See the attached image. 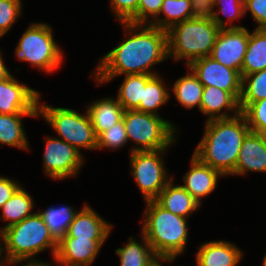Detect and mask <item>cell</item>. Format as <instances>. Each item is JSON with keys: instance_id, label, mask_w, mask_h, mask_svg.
Listing matches in <instances>:
<instances>
[{"instance_id": "6da1fadb", "label": "cell", "mask_w": 266, "mask_h": 266, "mask_svg": "<svg viewBox=\"0 0 266 266\" xmlns=\"http://www.w3.org/2000/svg\"><path fill=\"white\" fill-rule=\"evenodd\" d=\"M120 24L124 26L128 37L99 60L94 72V81L98 85L109 83L122 74L156 75L157 72L150 68L168 58L166 30L150 24Z\"/></svg>"}, {"instance_id": "7a4b0ae2", "label": "cell", "mask_w": 266, "mask_h": 266, "mask_svg": "<svg viewBox=\"0 0 266 266\" xmlns=\"http://www.w3.org/2000/svg\"><path fill=\"white\" fill-rule=\"evenodd\" d=\"M205 132L193 154L203 163L230 175L236 167L240 148L250 132L242 112L230 118L205 121Z\"/></svg>"}, {"instance_id": "3957f363", "label": "cell", "mask_w": 266, "mask_h": 266, "mask_svg": "<svg viewBox=\"0 0 266 266\" xmlns=\"http://www.w3.org/2000/svg\"><path fill=\"white\" fill-rule=\"evenodd\" d=\"M141 233L163 260L172 262L185 250L188 239L187 218L164 209L155 200L146 201Z\"/></svg>"}, {"instance_id": "277c9868", "label": "cell", "mask_w": 266, "mask_h": 266, "mask_svg": "<svg viewBox=\"0 0 266 266\" xmlns=\"http://www.w3.org/2000/svg\"><path fill=\"white\" fill-rule=\"evenodd\" d=\"M0 237L1 242H4L1 245L2 257L7 266L27 260L39 261L33 258L47 249L52 250L54 259L57 251L58 241L52 236L38 212L4 229Z\"/></svg>"}, {"instance_id": "5b68a950", "label": "cell", "mask_w": 266, "mask_h": 266, "mask_svg": "<svg viewBox=\"0 0 266 266\" xmlns=\"http://www.w3.org/2000/svg\"><path fill=\"white\" fill-rule=\"evenodd\" d=\"M220 28L208 13L176 23L168 34V57L176 61L185 59L186 66L192 61L210 56Z\"/></svg>"}, {"instance_id": "8992f818", "label": "cell", "mask_w": 266, "mask_h": 266, "mask_svg": "<svg viewBox=\"0 0 266 266\" xmlns=\"http://www.w3.org/2000/svg\"><path fill=\"white\" fill-rule=\"evenodd\" d=\"M123 122L128 141L133 140L134 151H154L168 149L174 144L177 133L172 122L165 120L160 115L145 113L138 110H126L123 114Z\"/></svg>"}, {"instance_id": "52a82bcc", "label": "cell", "mask_w": 266, "mask_h": 266, "mask_svg": "<svg viewBox=\"0 0 266 266\" xmlns=\"http://www.w3.org/2000/svg\"><path fill=\"white\" fill-rule=\"evenodd\" d=\"M62 53L53 38L52 27L47 23H31L15 48V55L20 61L47 73L61 66Z\"/></svg>"}, {"instance_id": "ba28073f", "label": "cell", "mask_w": 266, "mask_h": 266, "mask_svg": "<svg viewBox=\"0 0 266 266\" xmlns=\"http://www.w3.org/2000/svg\"><path fill=\"white\" fill-rule=\"evenodd\" d=\"M40 115L60 139L74 146L79 152L81 148L97 150V136L87 110L85 114H81L70 108L38 103V116Z\"/></svg>"}, {"instance_id": "9c48e42d", "label": "cell", "mask_w": 266, "mask_h": 266, "mask_svg": "<svg viewBox=\"0 0 266 266\" xmlns=\"http://www.w3.org/2000/svg\"><path fill=\"white\" fill-rule=\"evenodd\" d=\"M166 149L130 153L131 174L145 202L155 200L174 178L168 176L162 156Z\"/></svg>"}, {"instance_id": "30bf717a", "label": "cell", "mask_w": 266, "mask_h": 266, "mask_svg": "<svg viewBox=\"0 0 266 266\" xmlns=\"http://www.w3.org/2000/svg\"><path fill=\"white\" fill-rule=\"evenodd\" d=\"M84 163L83 153L74 146L54 136L45 139L43 153L44 172L52 179L75 177Z\"/></svg>"}, {"instance_id": "8fae6325", "label": "cell", "mask_w": 266, "mask_h": 266, "mask_svg": "<svg viewBox=\"0 0 266 266\" xmlns=\"http://www.w3.org/2000/svg\"><path fill=\"white\" fill-rule=\"evenodd\" d=\"M187 68L192 70L203 86L218 87L239 102L242 77L237 70L225 67L211 56L196 59Z\"/></svg>"}, {"instance_id": "7c38bea8", "label": "cell", "mask_w": 266, "mask_h": 266, "mask_svg": "<svg viewBox=\"0 0 266 266\" xmlns=\"http://www.w3.org/2000/svg\"><path fill=\"white\" fill-rule=\"evenodd\" d=\"M248 41L249 30L245 27L220 29L210 56L241 75Z\"/></svg>"}, {"instance_id": "4fadbf2b", "label": "cell", "mask_w": 266, "mask_h": 266, "mask_svg": "<svg viewBox=\"0 0 266 266\" xmlns=\"http://www.w3.org/2000/svg\"><path fill=\"white\" fill-rule=\"evenodd\" d=\"M27 86L12 74L0 81V114L38 112L41 93Z\"/></svg>"}, {"instance_id": "5bb4252c", "label": "cell", "mask_w": 266, "mask_h": 266, "mask_svg": "<svg viewBox=\"0 0 266 266\" xmlns=\"http://www.w3.org/2000/svg\"><path fill=\"white\" fill-rule=\"evenodd\" d=\"M105 241L64 236L58 241L54 261L59 266H91Z\"/></svg>"}, {"instance_id": "9a60e30c", "label": "cell", "mask_w": 266, "mask_h": 266, "mask_svg": "<svg viewBox=\"0 0 266 266\" xmlns=\"http://www.w3.org/2000/svg\"><path fill=\"white\" fill-rule=\"evenodd\" d=\"M190 161V170L183 176L185 184L181 186L201 205V199L215 190L219 177L223 175L194 154Z\"/></svg>"}, {"instance_id": "2e32d148", "label": "cell", "mask_w": 266, "mask_h": 266, "mask_svg": "<svg viewBox=\"0 0 266 266\" xmlns=\"http://www.w3.org/2000/svg\"><path fill=\"white\" fill-rule=\"evenodd\" d=\"M248 171L266 172V135L249 132L242 142L235 170L230 175Z\"/></svg>"}, {"instance_id": "e0dca14e", "label": "cell", "mask_w": 266, "mask_h": 266, "mask_svg": "<svg viewBox=\"0 0 266 266\" xmlns=\"http://www.w3.org/2000/svg\"><path fill=\"white\" fill-rule=\"evenodd\" d=\"M112 224L106 222L88 204L78 211L70 223L65 236L83 239H107Z\"/></svg>"}, {"instance_id": "ac0fdd59", "label": "cell", "mask_w": 266, "mask_h": 266, "mask_svg": "<svg viewBox=\"0 0 266 266\" xmlns=\"http://www.w3.org/2000/svg\"><path fill=\"white\" fill-rule=\"evenodd\" d=\"M196 253L198 266H236L243 258V252L235 244L218 240L200 245Z\"/></svg>"}, {"instance_id": "d6986e66", "label": "cell", "mask_w": 266, "mask_h": 266, "mask_svg": "<svg viewBox=\"0 0 266 266\" xmlns=\"http://www.w3.org/2000/svg\"><path fill=\"white\" fill-rule=\"evenodd\" d=\"M226 112H221V110ZM234 111L229 115L227 111ZM200 112L208 116V121L213 119L230 118L238 115L240 111L239 102L227 91L218 87L204 86L200 102Z\"/></svg>"}, {"instance_id": "ffe728a7", "label": "cell", "mask_w": 266, "mask_h": 266, "mask_svg": "<svg viewBox=\"0 0 266 266\" xmlns=\"http://www.w3.org/2000/svg\"><path fill=\"white\" fill-rule=\"evenodd\" d=\"M173 181L166 185L155 201L173 214L188 218L200 208V204L181 185L175 186Z\"/></svg>"}, {"instance_id": "44dd1931", "label": "cell", "mask_w": 266, "mask_h": 266, "mask_svg": "<svg viewBox=\"0 0 266 266\" xmlns=\"http://www.w3.org/2000/svg\"><path fill=\"white\" fill-rule=\"evenodd\" d=\"M124 111L117 99L106 97L93 101L88 106L87 112L96 136L121 121Z\"/></svg>"}, {"instance_id": "7402d4cb", "label": "cell", "mask_w": 266, "mask_h": 266, "mask_svg": "<svg viewBox=\"0 0 266 266\" xmlns=\"http://www.w3.org/2000/svg\"><path fill=\"white\" fill-rule=\"evenodd\" d=\"M142 245L132 236L123 248H117L116 254L120 266H159L163 261L151 248L145 236L141 233Z\"/></svg>"}, {"instance_id": "603a6c76", "label": "cell", "mask_w": 266, "mask_h": 266, "mask_svg": "<svg viewBox=\"0 0 266 266\" xmlns=\"http://www.w3.org/2000/svg\"><path fill=\"white\" fill-rule=\"evenodd\" d=\"M38 117V112H20L18 114H0V144L28 150L29 142L23 128L22 117Z\"/></svg>"}, {"instance_id": "cb8c5ba5", "label": "cell", "mask_w": 266, "mask_h": 266, "mask_svg": "<svg viewBox=\"0 0 266 266\" xmlns=\"http://www.w3.org/2000/svg\"><path fill=\"white\" fill-rule=\"evenodd\" d=\"M199 13L191 0H163L159 17L150 25L167 31L176 23L194 18ZM161 14H164V18L160 17Z\"/></svg>"}, {"instance_id": "d4e9b609", "label": "cell", "mask_w": 266, "mask_h": 266, "mask_svg": "<svg viewBox=\"0 0 266 266\" xmlns=\"http://www.w3.org/2000/svg\"><path fill=\"white\" fill-rule=\"evenodd\" d=\"M266 69V29L249 32V41L241 67V77Z\"/></svg>"}, {"instance_id": "484cf974", "label": "cell", "mask_w": 266, "mask_h": 266, "mask_svg": "<svg viewBox=\"0 0 266 266\" xmlns=\"http://www.w3.org/2000/svg\"><path fill=\"white\" fill-rule=\"evenodd\" d=\"M34 206L33 198L26 192L23 187H20L11 198L0 208L2 217L5 222H8L4 227L0 228V233L12 226L21 222L23 219L31 216Z\"/></svg>"}, {"instance_id": "4316f807", "label": "cell", "mask_w": 266, "mask_h": 266, "mask_svg": "<svg viewBox=\"0 0 266 266\" xmlns=\"http://www.w3.org/2000/svg\"><path fill=\"white\" fill-rule=\"evenodd\" d=\"M189 73L174 82L173 90L174 96L178 103L184 108L191 109L195 106L200 110V102L203 94L204 86L198 80L197 76L189 69Z\"/></svg>"}, {"instance_id": "83f0119b", "label": "cell", "mask_w": 266, "mask_h": 266, "mask_svg": "<svg viewBox=\"0 0 266 266\" xmlns=\"http://www.w3.org/2000/svg\"><path fill=\"white\" fill-rule=\"evenodd\" d=\"M152 76L148 74L125 75L116 98L125 111L135 110L140 105L143 100V88Z\"/></svg>"}, {"instance_id": "f1b7e54d", "label": "cell", "mask_w": 266, "mask_h": 266, "mask_svg": "<svg viewBox=\"0 0 266 266\" xmlns=\"http://www.w3.org/2000/svg\"><path fill=\"white\" fill-rule=\"evenodd\" d=\"M162 79L156 74L147 81L145 88H143V100L135 110L158 115L159 107L170 99V93Z\"/></svg>"}, {"instance_id": "f546056e", "label": "cell", "mask_w": 266, "mask_h": 266, "mask_svg": "<svg viewBox=\"0 0 266 266\" xmlns=\"http://www.w3.org/2000/svg\"><path fill=\"white\" fill-rule=\"evenodd\" d=\"M77 212L78 210H74L71 206L61 205L60 207L50 206L38 213L42 216L52 236L59 241L66 235L68 227Z\"/></svg>"}, {"instance_id": "4dcf8cb0", "label": "cell", "mask_w": 266, "mask_h": 266, "mask_svg": "<svg viewBox=\"0 0 266 266\" xmlns=\"http://www.w3.org/2000/svg\"><path fill=\"white\" fill-rule=\"evenodd\" d=\"M215 7H218V10L214 9ZM220 12L227 17L226 20L220 18ZM206 13L210 15L220 29L244 28V26L231 25L230 23L245 15L244 0H214Z\"/></svg>"}, {"instance_id": "1f68e13d", "label": "cell", "mask_w": 266, "mask_h": 266, "mask_svg": "<svg viewBox=\"0 0 266 266\" xmlns=\"http://www.w3.org/2000/svg\"><path fill=\"white\" fill-rule=\"evenodd\" d=\"M266 99V69L242 76L239 107L242 112L250 103Z\"/></svg>"}, {"instance_id": "d6a6232c", "label": "cell", "mask_w": 266, "mask_h": 266, "mask_svg": "<svg viewBox=\"0 0 266 266\" xmlns=\"http://www.w3.org/2000/svg\"><path fill=\"white\" fill-rule=\"evenodd\" d=\"M129 142L123 119L97 136V149L116 150Z\"/></svg>"}, {"instance_id": "836d02e7", "label": "cell", "mask_w": 266, "mask_h": 266, "mask_svg": "<svg viewBox=\"0 0 266 266\" xmlns=\"http://www.w3.org/2000/svg\"><path fill=\"white\" fill-rule=\"evenodd\" d=\"M242 113L251 132L266 135V99L250 103Z\"/></svg>"}, {"instance_id": "e575fe53", "label": "cell", "mask_w": 266, "mask_h": 266, "mask_svg": "<svg viewBox=\"0 0 266 266\" xmlns=\"http://www.w3.org/2000/svg\"><path fill=\"white\" fill-rule=\"evenodd\" d=\"M21 0H0V38L5 35L17 18L22 15Z\"/></svg>"}, {"instance_id": "d590c367", "label": "cell", "mask_w": 266, "mask_h": 266, "mask_svg": "<svg viewBox=\"0 0 266 266\" xmlns=\"http://www.w3.org/2000/svg\"><path fill=\"white\" fill-rule=\"evenodd\" d=\"M110 8L119 22L137 24V6L139 0H109Z\"/></svg>"}, {"instance_id": "8d00e7d4", "label": "cell", "mask_w": 266, "mask_h": 266, "mask_svg": "<svg viewBox=\"0 0 266 266\" xmlns=\"http://www.w3.org/2000/svg\"><path fill=\"white\" fill-rule=\"evenodd\" d=\"M163 0H139L137 6V24H150L157 17L162 6ZM152 20H149V19Z\"/></svg>"}, {"instance_id": "74e56055", "label": "cell", "mask_w": 266, "mask_h": 266, "mask_svg": "<svg viewBox=\"0 0 266 266\" xmlns=\"http://www.w3.org/2000/svg\"><path fill=\"white\" fill-rule=\"evenodd\" d=\"M249 11L257 22L256 28L266 29V0H244V14Z\"/></svg>"}, {"instance_id": "f35d334b", "label": "cell", "mask_w": 266, "mask_h": 266, "mask_svg": "<svg viewBox=\"0 0 266 266\" xmlns=\"http://www.w3.org/2000/svg\"><path fill=\"white\" fill-rule=\"evenodd\" d=\"M21 187L18 181L0 176V208Z\"/></svg>"}, {"instance_id": "ab89813d", "label": "cell", "mask_w": 266, "mask_h": 266, "mask_svg": "<svg viewBox=\"0 0 266 266\" xmlns=\"http://www.w3.org/2000/svg\"><path fill=\"white\" fill-rule=\"evenodd\" d=\"M191 1L200 13H206L211 8V5L214 0H191Z\"/></svg>"}, {"instance_id": "60d3db41", "label": "cell", "mask_w": 266, "mask_h": 266, "mask_svg": "<svg viewBox=\"0 0 266 266\" xmlns=\"http://www.w3.org/2000/svg\"><path fill=\"white\" fill-rule=\"evenodd\" d=\"M2 52L0 51V81L5 80L11 73L4 65L3 61V55H1Z\"/></svg>"}, {"instance_id": "b9f144b4", "label": "cell", "mask_w": 266, "mask_h": 266, "mask_svg": "<svg viewBox=\"0 0 266 266\" xmlns=\"http://www.w3.org/2000/svg\"><path fill=\"white\" fill-rule=\"evenodd\" d=\"M20 266H53V264L45 261H27L24 265L21 264Z\"/></svg>"}, {"instance_id": "7bdbcfd3", "label": "cell", "mask_w": 266, "mask_h": 266, "mask_svg": "<svg viewBox=\"0 0 266 266\" xmlns=\"http://www.w3.org/2000/svg\"><path fill=\"white\" fill-rule=\"evenodd\" d=\"M0 241H1V238H0ZM1 245H2V242H0V266H3V265H5V262H4L3 257H2V246Z\"/></svg>"}, {"instance_id": "ee69618b", "label": "cell", "mask_w": 266, "mask_h": 266, "mask_svg": "<svg viewBox=\"0 0 266 266\" xmlns=\"http://www.w3.org/2000/svg\"><path fill=\"white\" fill-rule=\"evenodd\" d=\"M263 259H264V260H263V265H262V266H266V255L264 256Z\"/></svg>"}]
</instances>
